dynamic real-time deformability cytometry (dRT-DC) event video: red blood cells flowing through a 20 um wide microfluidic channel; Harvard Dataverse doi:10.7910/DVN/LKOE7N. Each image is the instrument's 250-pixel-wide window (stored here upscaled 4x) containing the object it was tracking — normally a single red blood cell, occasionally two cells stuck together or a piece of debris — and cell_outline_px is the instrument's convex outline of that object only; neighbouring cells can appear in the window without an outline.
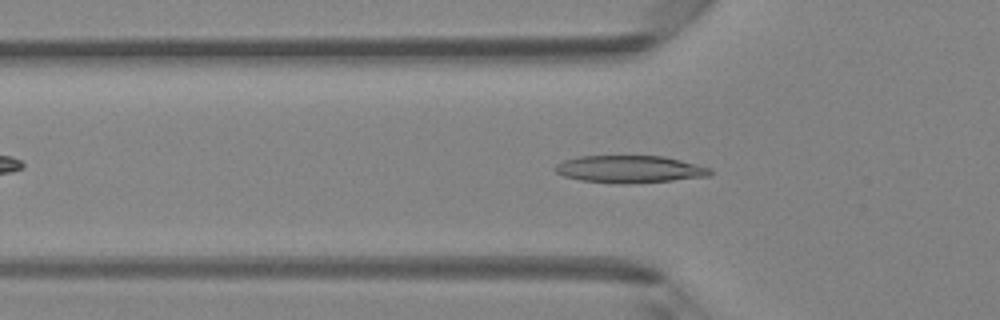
{"species": "Egyptian fruit bat (a non-hibernating species)", "species_latin": "Rousettus aegyptiacus", "temperature_condition": "room temperature", "stored_images_in_passage": 43, "camera_frame_rate_fps": 3000, "um_per_image_px": 0.085, "animal": {"sex": "female"}, "frame": {"image": 1, "passage_image": 11, "time_ms": 3.333, "image_size_px": [1000, 320], "cell_outline_px": [[712, 172], [708, 176], [672, 180], [628, 184], [620, 184], [580, 180], [564, 176], [556, 172], [552, 168], [556, 164], [564, 160], [580, 156], [664, 156], [712, 168]], "centroid_in_image_um": [53.49, 14.38], "position_along_channel_um": 72.3, "area_um2": 24.68}}
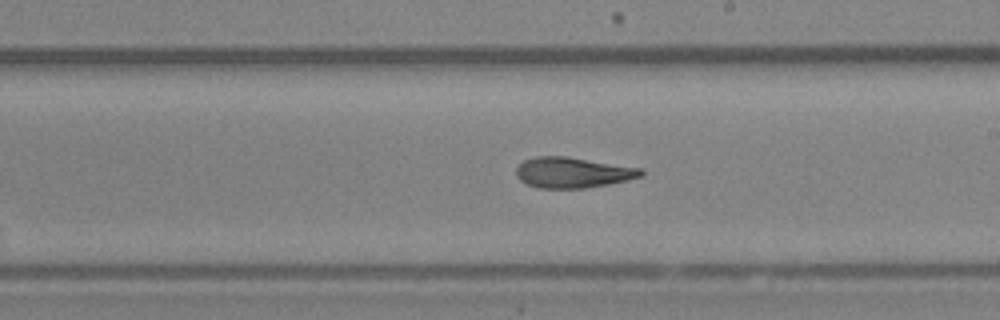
{"frame": {"image": 2, "passage_image": 23, "time_ms": 7.333, "image_size_px": [1000, 320], "cell_outline_px": [[644, 176], [628, 180], [608, 184], [584, 188], [540, 188], [528, 184], [520, 180], [516, 176], [516, 168], [524, 160], [536, 156], [564, 156], [644, 168]], "centroid_in_image_um": [48.72, 14.66], "position_along_channel_um": 240.3, "area_um2": 22.31}}
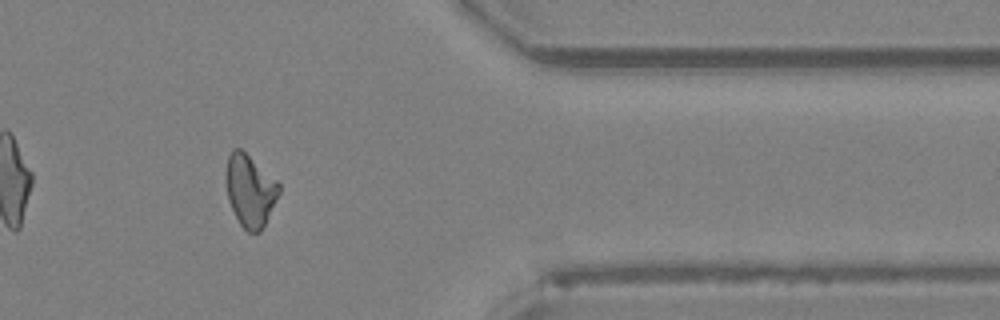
{"frame": {"image": 3, "passage_image": 35, "time_ms": 11.333, "image_size_px": [1000, 320], "cell_outline_px": [[280, 192], [260, 232], [248, 232], [240, 224], [228, 200], [224, 176], [228, 156], [232, 148], [240, 148], [276, 180], [280, 184]], "centroid_in_image_um": [21.22, 16.17], "position_along_channel_um": 390.2, "area_um2": 22.08}, "authors_computed_cell_mechanics": {"area_um2": 22.4842, "velocity_mm_per_s": 4.2102, "shape_relaxation_time_tau1_ms": 6.5817, "shape_relaxation_time_tau2_ms": 2.5224, "deformation_change_tau1": 0.2148, "deformation_change_tau2": 0.113}}